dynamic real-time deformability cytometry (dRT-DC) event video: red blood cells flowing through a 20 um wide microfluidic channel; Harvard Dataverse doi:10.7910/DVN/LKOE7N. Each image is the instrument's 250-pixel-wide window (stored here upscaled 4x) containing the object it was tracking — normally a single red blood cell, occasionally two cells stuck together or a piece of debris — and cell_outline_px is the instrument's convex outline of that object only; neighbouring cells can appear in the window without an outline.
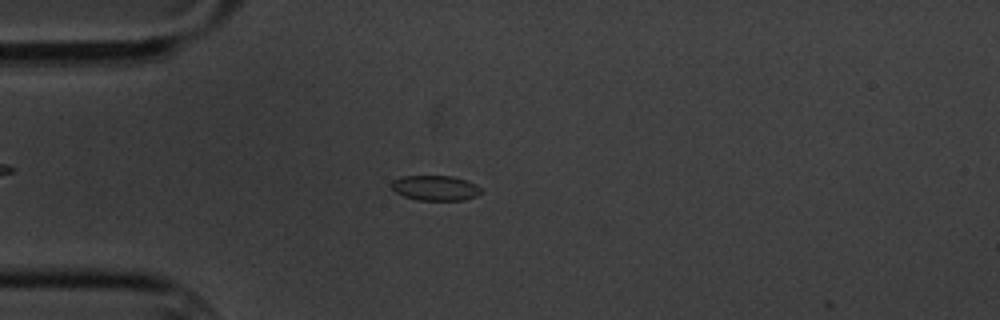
{"species": "common noctule bat (a hibernating species)", "species_latin": "Nyctalus noctula", "temperature_condition": "cold", "stored_images_in_passage": 4, "camera_frame_rate_fps": 3000, "um_per_image_px": 0.085, "animal": {"sex": "male", "body_mass_g": 20.1, "forearm_length_mm": 53.5}, "frame": {"image": 1, "passage_image": 4, "time_ms": 3.333, "image_size_px": [1000, 320], "cell_outline_px": [[484, 192], [476, 196], [464, 200], [416, 200], [404, 196], [396, 192], [392, 188], [392, 180], [400, 176], [452, 176], [476, 184]], "centroid_in_image_um": [37.01, 15.98], "position_along_channel_um": 48.0, "area_um2": 13.12}}